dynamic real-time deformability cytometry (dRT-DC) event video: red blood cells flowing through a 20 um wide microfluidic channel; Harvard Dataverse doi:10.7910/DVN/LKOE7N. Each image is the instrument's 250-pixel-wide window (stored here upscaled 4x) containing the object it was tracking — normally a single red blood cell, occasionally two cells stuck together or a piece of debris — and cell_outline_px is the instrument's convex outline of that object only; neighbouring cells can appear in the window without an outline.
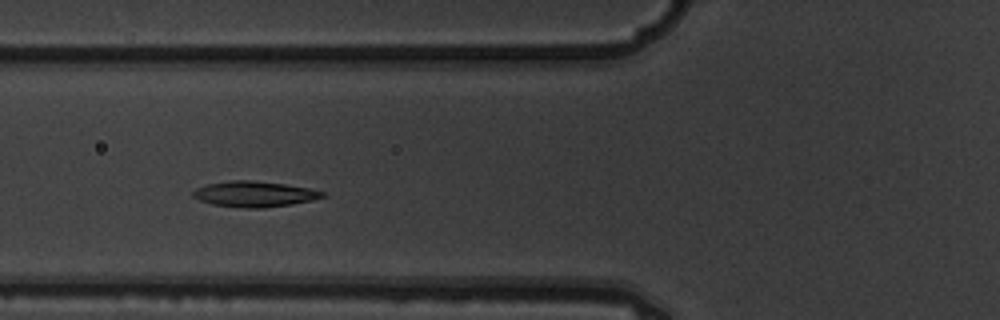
{"species": "common noctule bat (a hibernating species)", "species_latin": "Nyctalus noctula", "temperature_condition": "warm", "stored_images_in_passage": 3, "camera_frame_rate_fps": 3000, "um_per_image_px": 0.085, "animal": {"sex": "male", "body_mass_g": 19.5, "forearm_length_mm": 54.6}, "frame": {"image": 1, "passage_image": 2, "time_ms": 0.333, "image_size_px": [1000, 320], "cell_outline_px": [[328, 196], [312, 200], [292, 204], [264, 208], [244, 208], [212, 204], [200, 200], [192, 196], [192, 192], [196, 188], [208, 184], [228, 180], [252, 180], [284, 184], [308, 188], [324, 192]], "centroid_in_image_um": [21.63, 16.49], "position_along_channel_um": 104.2, "area_um2": 19.36}}
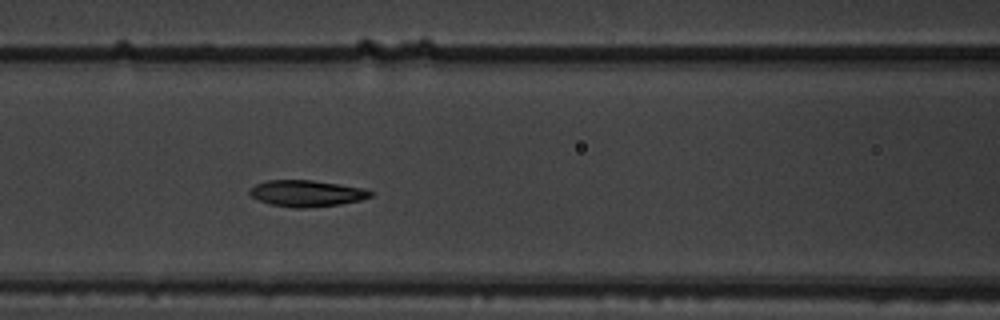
{"frame": {"image": 2, "passage_image": 3, "time_ms": 0.667, "image_size_px": [1000, 320], "cell_outline_px": [[372, 196], [360, 200], [340, 204], [304, 208], [292, 208], [268, 204], [252, 196], [248, 192], [256, 184], [268, 180], [312, 180], [368, 188], [372, 192]], "centroid_in_image_um": [26.1, 16.43], "position_along_channel_um": 140.5, "area_um2": 18.61}}